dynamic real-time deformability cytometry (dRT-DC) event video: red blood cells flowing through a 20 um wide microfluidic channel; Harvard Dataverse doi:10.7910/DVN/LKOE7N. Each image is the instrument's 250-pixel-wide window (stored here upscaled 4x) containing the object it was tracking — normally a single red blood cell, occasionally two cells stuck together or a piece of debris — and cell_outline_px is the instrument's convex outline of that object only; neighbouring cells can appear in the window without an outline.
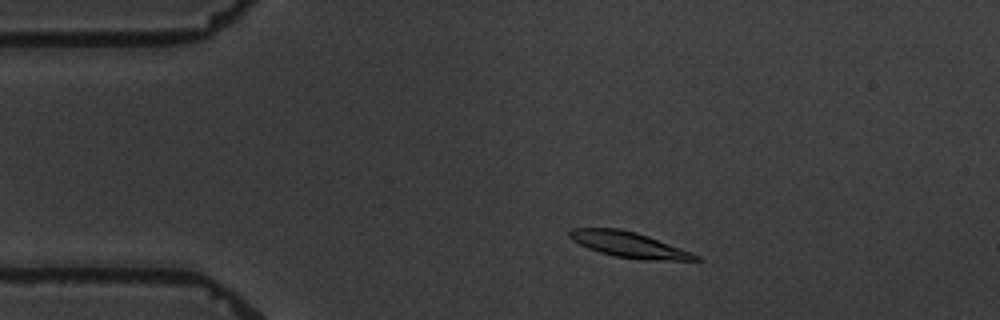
{"species": "common noctule bat (a hibernating species)", "species_latin": "Nyctalus noctula", "temperature_condition": "warm", "stored_images_in_passage": 4, "camera_frame_rate_fps": 3000, "um_per_image_px": 0.085, "animal": {"sex": "male", "body_mass_g": 19.5, "forearm_length_mm": 54.6}, "frame": {"image": 1, "passage_image": 1, "time_ms": 0.0, "image_size_px": [1000, 320], "cell_outline_px": [[704, 260], [640, 260], [616, 256], [600, 252], [588, 248], [572, 240], [568, 236], [568, 232], [572, 228], [620, 228], [636, 232], [648, 236], [692, 252], [700, 256]], "centroid_in_image_um": [53.47, 20.8], "position_along_channel_um": 31.5, "area_um2": 18.79}}
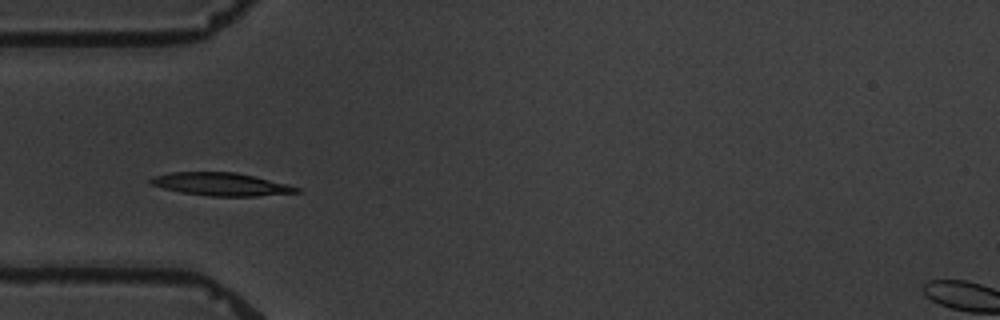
{"frame": {"image": 2, "passage_image": 3, "time_ms": 2.333, "image_size_px": [1000, 320], "cell_outline_px": [[300, 192], [256, 196], [212, 196], [180, 192], [148, 184], [148, 180], [152, 176], [168, 172], [236, 172], [288, 184], [300, 188]], "centroid_in_image_um": [18.74, 15.65], "position_along_channel_um": 66.3, "area_um2": 19.54}}
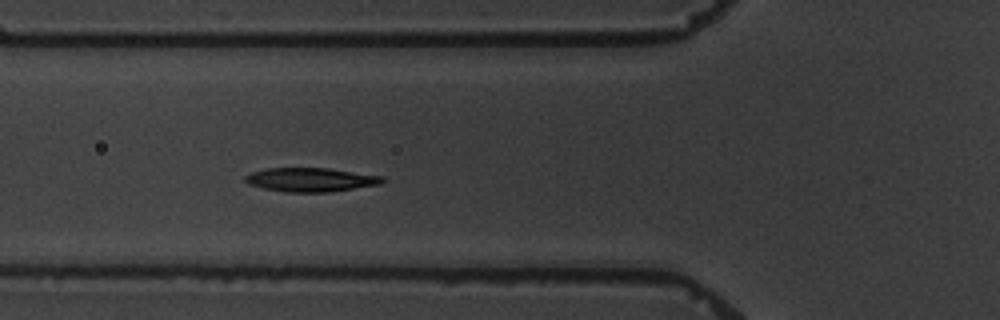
{"frame": {"image": 3, "passage_image": 4, "time_ms": 3.333, "image_size_px": [1000, 320], "cell_outline_px": [[384, 180], [380, 184], [328, 192], [284, 192], [264, 188], [248, 184], [244, 180], [244, 176], [252, 172], [264, 168], [328, 168], [384, 176]], "centroid_in_image_um": [26.38, 15.27], "position_along_channel_um": 99.4, "area_um2": 19.07}}